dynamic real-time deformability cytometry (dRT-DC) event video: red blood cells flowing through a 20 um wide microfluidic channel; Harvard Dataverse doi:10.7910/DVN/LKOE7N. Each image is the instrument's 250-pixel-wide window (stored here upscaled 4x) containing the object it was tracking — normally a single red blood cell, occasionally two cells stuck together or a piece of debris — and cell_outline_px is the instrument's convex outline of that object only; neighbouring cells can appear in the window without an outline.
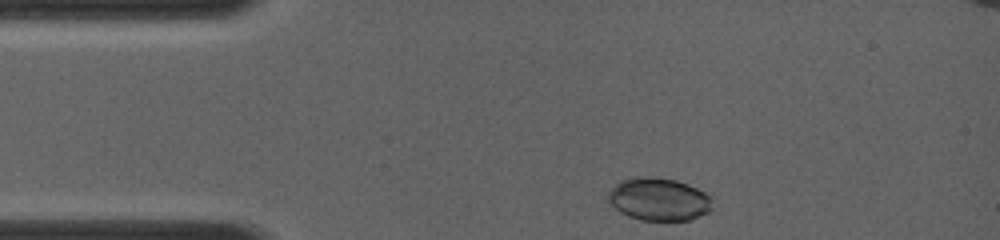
{"species": "common noctule bat (a hibernating species)", "species_latin": "Nyctalus noctula", "temperature_condition": "room temperature", "stored_images_in_passage": 39, "camera_frame_rate_fps": 4000, "um_per_image_px": 0.085, "animal": {"sex": "female", "body_mass_g": 19.0, "forearm_length_mm": 56.7}, "frame": {"image": 1, "passage_image": 1, "time_ms": 0.0, "image_size_px": [1000, 240], "cell_outline_px": [[712, 208], [708, 212], [688, 220], [640, 220], [628, 216], [620, 212], [608, 200], [608, 192], [620, 180], [636, 176], [648, 176], [676, 180], [688, 184], [704, 192], [708, 196]], "centroid_in_image_um": [55.96, 16.92], "position_along_channel_um": 29.0, "area_um2": 25.78}}
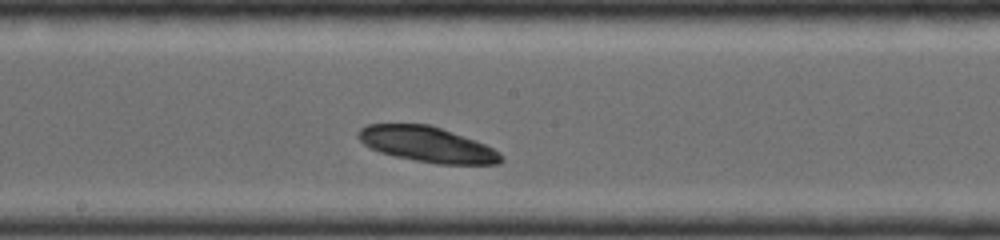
{"frame": {"image": 2, "passage_image": 27, "time_ms": 5.0, "image_size_px": [1000, 240], "cell_outline_px": [[504, 160], [500, 164], [436, 164], [396, 156], [380, 152], [364, 144], [356, 136], [356, 132], [360, 128], [368, 124], [428, 124], [476, 140], [500, 152]], "centroid_in_image_um": [36.32, 12.27], "position_along_channel_um": 211.9, "area_um2": 29.36}}
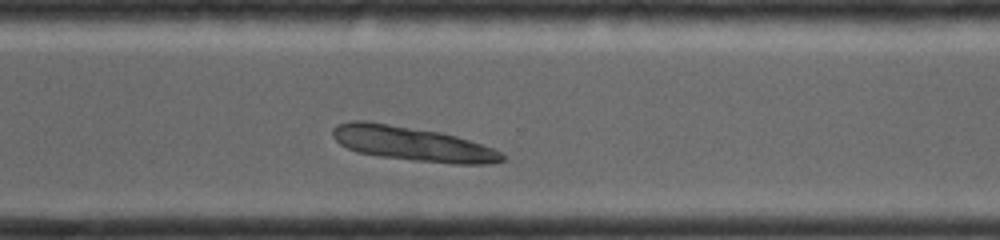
{"frame": {"image": 3, "passage_image": 38, "time_ms": 7.75, "image_size_px": [1000, 240], "cell_outline_px": [[504, 160], [488, 164], [452, 164], [380, 156], [356, 152], [340, 144], [332, 136], [332, 128], [336, 124], [352, 120], [364, 120], [440, 132], [456, 136], [492, 148], [500, 152], [504, 156]], "centroid_in_image_um": [35.0, 12.21], "position_along_channel_um": 335.6, "area_um2": 33.64}}